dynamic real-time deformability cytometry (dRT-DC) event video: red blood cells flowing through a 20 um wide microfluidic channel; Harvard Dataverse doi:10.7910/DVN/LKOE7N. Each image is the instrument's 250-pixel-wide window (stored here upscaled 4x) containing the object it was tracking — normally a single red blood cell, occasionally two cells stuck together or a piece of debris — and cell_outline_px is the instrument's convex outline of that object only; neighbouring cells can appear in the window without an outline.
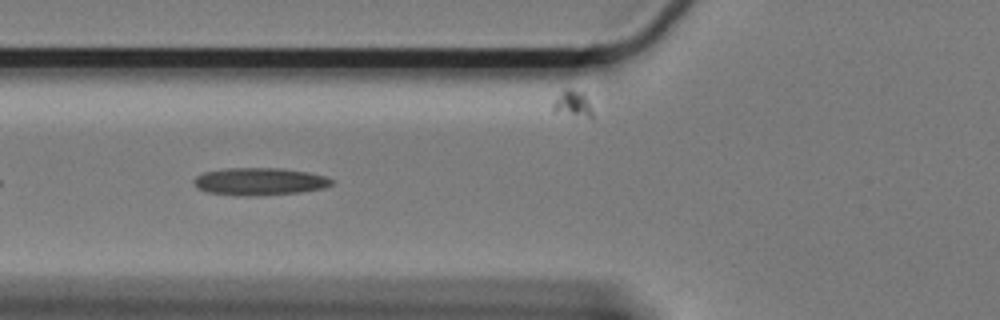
{"species": "Egyptian fruit bat (a non-hibernating species)", "species_latin": "Rousettus aegyptiacus", "temperature_condition": "cold", "stored_images_in_passage": 20, "camera_frame_rate_fps": 3000, "um_per_image_px": 0.085, "animal": {"sex": "female"}, "frame": {"image": 1, "passage_image": 6, "time_ms": 1.667, "image_size_px": [1000, 320], "cell_outline_px": [[332, 184], [324, 188], [300, 192], [260, 196], [236, 196], [208, 192], [196, 188], [192, 180], [196, 176], [204, 172], [228, 168], [280, 168], [308, 172], [324, 176], [332, 180]], "centroid_in_image_um": [22.02, 15.44], "position_along_channel_um": 103.8, "area_um2": 22.2}}
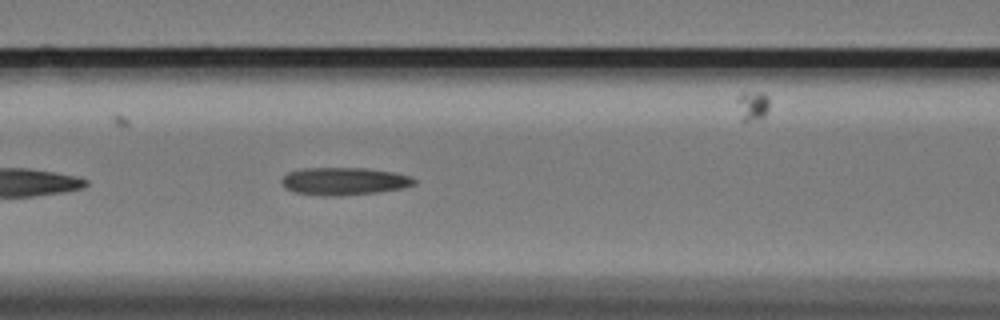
{"frame": {"image": 2, "passage_image": 9, "time_ms": 2.667, "image_size_px": [1000, 320], "cell_outline_px": [[416, 184], [404, 188], [376, 192], [340, 196], [320, 196], [296, 192], [284, 188], [280, 180], [288, 172], [304, 168], [368, 168], [392, 172], [412, 176], [416, 180]], "centroid_in_image_um": [29.25, 15.4], "position_along_channel_um": 137.3, "area_um2": 21.5}}